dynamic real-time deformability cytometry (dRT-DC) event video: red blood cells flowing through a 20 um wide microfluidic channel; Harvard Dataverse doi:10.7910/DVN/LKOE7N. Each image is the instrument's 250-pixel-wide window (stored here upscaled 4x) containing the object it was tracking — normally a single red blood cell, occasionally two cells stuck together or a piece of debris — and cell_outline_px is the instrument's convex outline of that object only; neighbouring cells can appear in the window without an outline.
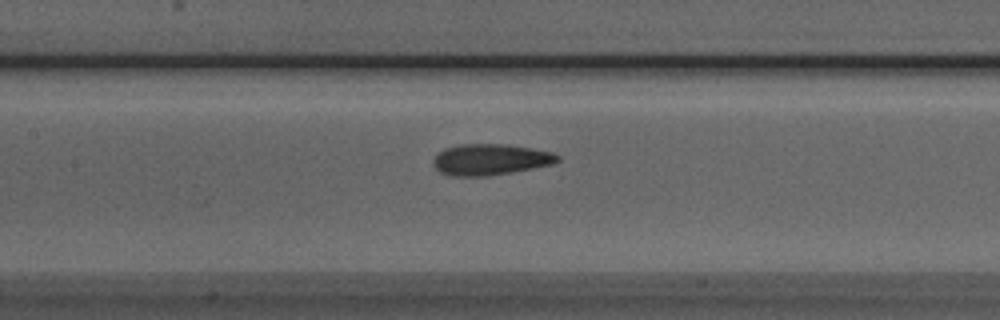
{"species": "Egyptian fruit bat (a non-hibernating species)", "species_latin": "Rousettus aegyptiacus", "temperature_condition": "room temperature", "stored_images_in_passage": 51, "camera_frame_rate_fps": 3000, "um_per_image_px": 0.085, "animal": {"sex": "male"}, "frame": {"image": 1, "passage_image": 23, "time_ms": 7.333, "image_size_px": [1000, 320], "cell_outline_px": [[560, 160], [552, 164], [512, 172], [488, 176], [452, 176], [440, 172], [432, 164], [432, 160], [444, 148], [460, 144], [508, 144], [552, 152], [560, 156]], "centroid_in_image_um": [41.67, 13.56], "position_along_channel_um": 165.7, "area_um2": 22.54}}
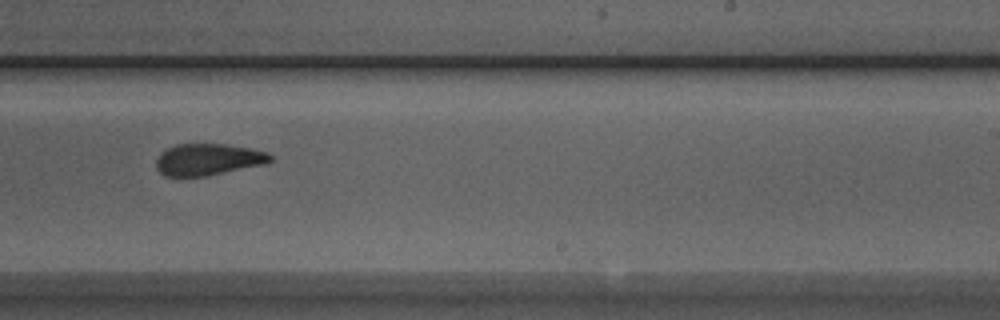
{"frame": {"image": 2, "passage_image": 31, "time_ms": 10.0, "image_size_px": [1000, 320], "cell_outline_px": [[272, 160], [268, 164], [208, 176], [164, 176], [156, 168], [156, 160], [160, 152], [176, 144], [228, 144], [252, 148], [268, 152], [272, 156]], "centroid_in_image_um": [17.73, 13.56], "position_along_channel_um": 271.3, "area_um2": 21.44}}
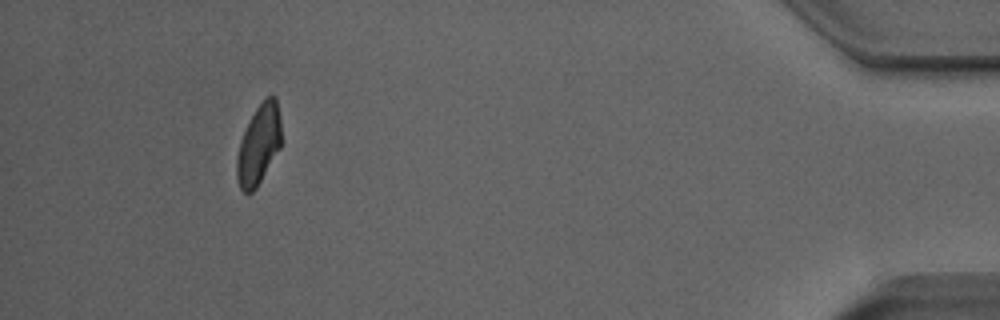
{"frame": {"image": 3, "passage_image": 47, "time_ms": 15.333, "image_size_px": [1000, 320], "cell_outline_px": [[280, 148], [256, 188], [248, 196], [240, 188], [236, 176], [236, 160], [240, 140], [256, 108], [264, 96], [272, 92], [276, 96], [280, 120]], "centroid_in_image_um": [21.99, 12.27], "position_along_channel_um": 413.2, "area_um2": 20.75}, "authors_computed_cell_mechanics": {"area_um2": 22.1374, "velocity_mm_per_s": 3.9762, "shape_relaxation_time_tau1_ms": 7.2317, "shape_relaxation_time_tau2_ms": 2.0735, "deformation_change_tau1": 0.1801, "deformation_change_tau2": 0.1078}}